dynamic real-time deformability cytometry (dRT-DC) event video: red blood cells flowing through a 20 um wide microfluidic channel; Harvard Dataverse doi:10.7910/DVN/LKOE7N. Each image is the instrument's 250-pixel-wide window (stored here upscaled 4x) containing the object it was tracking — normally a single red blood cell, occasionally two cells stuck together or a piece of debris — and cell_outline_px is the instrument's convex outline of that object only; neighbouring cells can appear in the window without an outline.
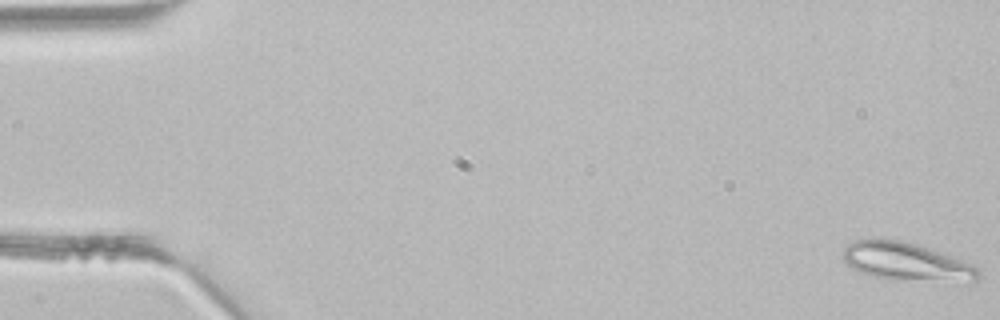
{"species": "common noctule bat (a hibernating species)", "species_latin": "Nyctalus noctula", "temperature_condition": "room temperature", "stored_images_in_passage": 4, "camera_frame_rate_fps": 3000, "um_per_image_px": 0.085, "animal": {"sex": "male", "body_mass_g": 21.5, "forearm_length_mm": 52.0}, "frame": {"image": 1, "passage_image": 1, "time_ms": 0.0, "image_size_px": [1000, 320], "cell_outline_px": [[980, 276], [972, 284], [888, 280], [872, 276], [860, 272], [848, 264], [844, 260], [844, 248], [852, 240], [904, 240], [952, 256], [976, 268], [980, 272]], "centroid_in_image_um": [77.12, 22.31], "position_along_channel_um": 7.9, "area_um2": 30.52}}